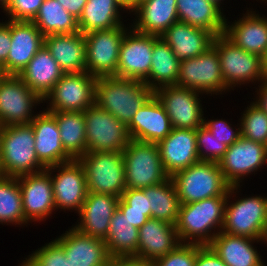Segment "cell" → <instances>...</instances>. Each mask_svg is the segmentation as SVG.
<instances>
[{
  "label": "cell",
  "mask_w": 267,
  "mask_h": 266,
  "mask_svg": "<svg viewBox=\"0 0 267 266\" xmlns=\"http://www.w3.org/2000/svg\"><path fill=\"white\" fill-rule=\"evenodd\" d=\"M212 46L217 50L223 80L230 91L262 82L263 58L259 55L241 49L224 34L215 36Z\"/></svg>",
  "instance_id": "obj_6"
},
{
  "label": "cell",
  "mask_w": 267,
  "mask_h": 266,
  "mask_svg": "<svg viewBox=\"0 0 267 266\" xmlns=\"http://www.w3.org/2000/svg\"><path fill=\"white\" fill-rule=\"evenodd\" d=\"M87 152H123L130 142L127 126L96 103L84 111Z\"/></svg>",
  "instance_id": "obj_11"
},
{
  "label": "cell",
  "mask_w": 267,
  "mask_h": 266,
  "mask_svg": "<svg viewBox=\"0 0 267 266\" xmlns=\"http://www.w3.org/2000/svg\"><path fill=\"white\" fill-rule=\"evenodd\" d=\"M244 110L238 121L241 124V136L267 146V113L252 101Z\"/></svg>",
  "instance_id": "obj_40"
},
{
  "label": "cell",
  "mask_w": 267,
  "mask_h": 266,
  "mask_svg": "<svg viewBox=\"0 0 267 266\" xmlns=\"http://www.w3.org/2000/svg\"><path fill=\"white\" fill-rule=\"evenodd\" d=\"M0 224L16 227L30 225L24 218L22 196L17 177L0 175Z\"/></svg>",
  "instance_id": "obj_39"
},
{
  "label": "cell",
  "mask_w": 267,
  "mask_h": 266,
  "mask_svg": "<svg viewBox=\"0 0 267 266\" xmlns=\"http://www.w3.org/2000/svg\"><path fill=\"white\" fill-rule=\"evenodd\" d=\"M176 86L196 90L207 96H221L231 92L223 80L219 55L213 46L197 57L180 61Z\"/></svg>",
  "instance_id": "obj_9"
},
{
  "label": "cell",
  "mask_w": 267,
  "mask_h": 266,
  "mask_svg": "<svg viewBox=\"0 0 267 266\" xmlns=\"http://www.w3.org/2000/svg\"><path fill=\"white\" fill-rule=\"evenodd\" d=\"M148 203L151 218L175 225L179 213V197L172 178L148 187Z\"/></svg>",
  "instance_id": "obj_38"
},
{
  "label": "cell",
  "mask_w": 267,
  "mask_h": 266,
  "mask_svg": "<svg viewBox=\"0 0 267 266\" xmlns=\"http://www.w3.org/2000/svg\"><path fill=\"white\" fill-rule=\"evenodd\" d=\"M118 209L138 229L150 219L145 215V212L128 211V204L121 197L119 198Z\"/></svg>",
  "instance_id": "obj_49"
},
{
  "label": "cell",
  "mask_w": 267,
  "mask_h": 266,
  "mask_svg": "<svg viewBox=\"0 0 267 266\" xmlns=\"http://www.w3.org/2000/svg\"><path fill=\"white\" fill-rule=\"evenodd\" d=\"M45 36L32 21L11 20L7 73L18 75L44 45Z\"/></svg>",
  "instance_id": "obj_25"
},
{
  "label": "cell",
  "mask_w": 267,
  "mask_h": 266,
  "mask_svg": "<svg viewBox=\"0 0 267 266\" xmlns=\"http://www.w3.org/2000/svg\"><path fill=\"white\" fill-rule=\"evenodd\" d=\"M121 198L128 204V211L145 212L151 218V208L148 203V187L143 189L126 188Z\"/></svg>",
  "instance_id": "obj_46"
},
{
  "label": "cell",
  "mask_w": 267,
  "mask_h": 266,
  "mask_svg": "<svg viewBox=\"0 0 267 266\" xmlns=\"http://www.w3.org/2000/svg\"><path fill=\"white\" fill-rule=\"evenodd\" d=\"M264 244H266L265 246L267 247V231H266V235H265V238H264Z\"/></svg>",
  "instance_id": "obj_58"
},
{
  "label": "cell",
  "mask_w": 267,
  "mask_h": 266,
  "mask_svg": "<svg viewBox=\"0 0 267 266\" xmlns=\"http://www.w3.org/2000/svg\"><path fill=\"white\" fill-rule=\"evenodd\" d=\"M44 45L64 73L86 71V41L81 32L45 36Z\"/></svg>",
  "instance_id": "obj_30"
},
{
  "label": "cell",
  "mask_w": 267,
  "mask_h": 266,
  "mask_svg": "<svg viewBox=\"0 0 267 266\" xmlns=\"http://www.w3.org/2000/svg\"><path fill=\"white\" fill-rule=\"evenodd\" d=\"M254 243L262 245L264 240L229 235L221 231L208 246L227 266H266Z\"/></svg>",
  "instance_id": "obj_27"
},
{
  "label": "cell",
  "mask_w": 267,
  "mask_h": 266,
  "mask_svg": "<svg viewBox=\"0 0 267 266\" xmlns=\"http://www.w3.org/2000/svg\"><path fill=\"white\" fill-rule=\"evenodd\" d=\"M139 229L117 208L110 221L109 231L104 239L111 258L135 257L138 252Z\"/></svg>",
  "instance_id": "obj_34"
},
{
  "label": "cell",
  "mask_w": 267,
  "mask_h": 266,
  "mask_svg": "<svg viewBox=\"0 0 267 266\" xmlns=\"http://www.w3.org/2000/svg\"><path fill=\"white\" fill-rule=\"evenodd\" d=\"M58 2L74 17L79 19L87 0H58Z\"/></svg>",
  "instance_id": "obj_50"
},
{
  "label": "cell",
  "mask_w": 267,
  "mask_h": 266,
  "mask_svg": "<svg viewBox=\"0 0 267 266\" xmlns=\"http://www.w3.org/2000/svg\"><path fill=\"white\" fill-rule=\"evenodd\" d=\"M11 46V20L6 18L0 22V63L7 72V58Z\"/></svg>",
  "instance_id": "obj_47"
},
{
  "label": "cell",
  "mask_w": 267,
  "mask_h": 266,
  "mask_svg": "<svg viewBox=\"0 0 267 266\" xmlns=\"http://www.w3.org/2000/svg\"><path fill=\"white\" fill-rule=\"evenodd\" d=\"M43 99L32 91L15 74H9L0 83V123L1 126L29 124L38 115L37 109ZM39 104V105H38Z\"/></svg>",
  "instance_id": "obj_12"
},
{
  "label": "cell",
  "mask_w": 267,
  "mask_h": 266,
  "mask_svg": "<svg viewBox=\"0 0 267 266\" xmlns=\"http://www.w3.org/2000/svg\"><path fill=\"white\" fill-rule=\"evenodd\" d=\"M179 68L180 61L172 48L159 37L154 43L149 76L143 82L152 91L163 86L176 85Z\"/></svg>",
  "instance_id": "obj_35"
},
{
  "label": "cell",
  "mask_w": 267,
  "mask_h": 266,
  "mask_svg": "<svg viewBox=\"0 0 267 266\" xmlns=\"http://www.w3.org/2000/svg\"><path fill=\"white\" fill-rule=\"evenodd\" d=\"M240 188L241 186L229 188L221 231L229 235L264 240L267 231L266 196L253 194L242 198L238 195L242 191Z\"/></svg>",
  "instance_id": "obj_4"
},
{
  "label": "cell",
  "mask_w": 267,
  "mask_h": 266,
  "mask_svg": "<svg viewBox=\"0 0 267 266\" xmlns=\"http://www.w3.org/2000/svg\"><path fill=\"white\" fill-rule=\"evenodd\" d=\"M153 95L154 91L140 80L116 76L97 77L95 103L126 126L136 111Z\"/></svg>",
  "instance_id": "obj_2"
},
{
  "label": "cell",
  "mask_w": 267,
  "mask_h": 266,
  "mask_svg": "<svg viewBox=\"0 0 267 266\" xmlns=\"http://www.w3.org/2000/svg\"><path fill=\"white\" fill-rule=\"evenodd\" d=\"M227 196L180 204L175 223L180 243L208 245L221 232Z\"/></svg>",
  "instance_id": "obj_1"
},
{
  "label": "cell",
  "mask_w": 267,
  "mask_h": 266,
  "mask_svg": "<svg viewBox=\"0 0 267 266\" xmlns=\"http://www.w3.org/2000/svg\"><path fill=\"white\" fill-rule=\"evenodd\" d=\"M107 266H151V262L134 257L110 258Z\"/></svg>",
  "instance_id": "obj_52"
},
{
  "label": "cell",
  "mask_w": 267,
  "mask_h": 266,
  "mask_svg": "<svg viewBox=\"0 0 267 266\" xmlns=\"http://www.w3.org/2000/svg\"><path fill=\"white\" fill-rule=\"evenodd\" d=\"M179 244L175 225L150 218L139 228L138 252L134 258L152 262L167 255Z\"/></svg>",
  "instance_id": "obj_26"
},
{
  "label": "cell",
  "mask_w": 267,
  "mask_h": 266,
  "mask_svg": "<svg viewBox=\"0 0 267 266\" xmlns=\"http://www.w3.org/2000/svg\"><path fill=\"white\" fill-rule=\"evenodd\" d=\"M55 240L62 246L72 266H107L109 259L103 239L91 237L71 226Z\"/></svg>",
  "instance_id": "obj_23"
},
{
  "label": "cell",
  "mask_w": 267,
  "mask_h": 266,
  "mask_svg": "<svg viewBox=\"0 0 267 266\" xmlns=\"http://www.w3.org/2000/svg\"><path fill=\"white\" fill-rule=\"evenodd\" d=\"M131 26L139 32L161 36L179 21L176 0H146L132 12Z\"/></svg>",
  "instance_id": "obj_29"
},
{
  "label": "cell",
  "mask_w": 267,
  "mask_h": 266,
  "mask_svg": "<svg viewBox=\"0 0 267 266\" xmlns=\"http://www.w3.org/2000/svg\"><path fill=\"white\" fill-rule=\"evenodd\" d=\"M257 86V88H256ZM255 87V96L252 98L255 103L261 110L267 113V83L261 82L259 85L256 84Z\"/></svg>",
  "instance_id": "obj_51"
},
{
  "label": "cell",
  "mask_w": 267,
  "mask_h": 266,
  "mask_svg": "<svg viewBox=\"0 0 267 266\" xmlns=\"http://www.w3.org/2000/svg\"><path fill=\"white\" fill-rule=\"evenodd\" d=\"M218 164L227 183L240 186L245 177L255 176L267 165V146L241 136L228 147Z\"/></svg>",
  "instance_id": "obj_16"
},
{
  "label": "cell",
  "mask_w": 267,
  "mask_h": 266,
  "mask_svg": "<svg viewBox=\"0 0 267 266\" xmlns=\"http://www.w3.org/2000/svg\"><path fill=\"white\" fill-rule=\"evenodd\" d=\"M78 160L84 168L88 192L122 196L126 189L122 152H87Z\"/></svg>",
  "instance_id": "obj_8"
},
{
  "label": "cell",
  "mask_w": 267,
  "mask_h": 266,
  "mask_svg": "<svg viewBox=\"0 0 267 266\" xmlns=\"http://www.w3.org/2000/svg\"><path fill=\"white\" fill-rule=\"evenodd\" d=\"M55 119L60 131V139L65 151L73 158L87 153L84 111L49 112Z\"/></svg>",
  "instance_id": "obj_36"
},
{
  "label": "cell",
  "mask_w": 267,
  "mask_h": 266,
  "mask_svg": "<svg viewBox=\"0 0 267 266\" xmlns=\"http://www.w3.org/2000/svg\"><path fill=\"white\" fill-rule=\"evenodd\" d=\"M119 197L111 194L88 192L79 218L72 225L78 231L91 237L105 239L114 212L118 208Z\"/></svg>",
  "instance_id": "obj_21"
},
{
  "label": "cell",
  "mask_w": 267,
  "mask_h": 266,
  "mask_svg": "<svg viewBox=\"0 0 267 266\" xmlns=\"http://www.w3.org/2000/svg\"><path fill=\"white\" fill-rule=\"evenodd\" d=\"M31 125L35 137V151L39 162L45 168L73 160L65 151L56 119L49 112L39 110Z\"/></svg>",
  "instance_id": "obj_24"
},
{
  "label": "cell",
  "mask_w": 267,
  "mask_h": 266,
  "mask_svg": "<svg viewBox=\"0 0 267 266\" xmlns=\"http://www.w3.org/2000/svg\"><path fill=\"white\" fill-rule=\"evenodd\" d=\"M180 204H190L203 199L228 196L231 187L216 162L199 161L174 174Z\"/></svg>",
  "instance_id": "obj_5"
},
{
  "label": "cell",
  "mask_w": 267,
  "mask_h": 266,
  "mask_svg": "<svg viewBox=\"0 0 267 266\" xmlns=\"http://www.w3.org/2000/svg\"><path fill=\"white\" fill-rule=\"evenodd\" d=\"M196 142L200 161L218 163L228 149L204 125L196 129Z\"/></svg>",
  "instance_id": "obj_42"
},
{
  "label": "cell",
  "mask_w": 267,
  "mask_h": 266,
  "mask_svg": "<svg viewBox=\"0 0 267 266\" xmlns=\"http://www.w3.org/2000/svg\"><path fill=\"white\" fill-rule=\"evenodd\" d=\"M262 82L267 83V57H263Z\"/></svg>",
  "instance_id": "obj_54"
},
{
  "label": "cell",
  "mask_w": 267,
  "mask_h": 266,
  "mask_svg": "<svg viewBox=\"0 0 267 266\" xmlns=\"http://www.w3.org/2000/svg\"><path fill=\"white\" fill-rule=\"evenodd\" d=\"M204 117L203 125L209 129V131L216 137L219 141H222L228 147L236 142L241 137V124L237 123V127L227 121L225 118L221 119H206ZM233 125V127H232Z\"/></svg>",
  "instance_id": "obj_45"
},
{
  "label": "cell",
  "mask_w": 267,
  "mask_h": 266,
  "mask_svg": "<svg viewBox=\"0 0 267 266\" xmlns=\"http://www.w3.org/2000/svg\"><path fill=\"white\" fill-rule=\"evenodd\" d=\"M172 48L179 61L197 57L213 44L215 35L203 28L187 23H173L161 36Z\"/></svg>",
  "instance_id": "obj_28"
},
{
  "label": "cell",
  "mask_w": 267,
  "mask_h": 266,
  "mask_svg": "<svg viewBox=\"0 0 267 266\" xmlns=\"http://www.w3.org/2000/svg\"><path fill=\"white\" fill-rule=\"evenodd\" d=\"M19 266H72L62 246L54 239L26 256Z\"/></svg>",
  "instance_id": "obj_41"
},
{
  "label": "cell",
  "mask_w": 267,
  "mask_h": 266,
  "mask_svg": "<svg viewBox=\"0 0 267 266\" xmlns=\"http://www.w3.org/2000/svg\"><path fill=\"white\" fill-rule=\"evenodd\" d=\"M180 22L203 28L215 36L224 34L226 15L207 0H176Z\"/></svg>",
  "instance_id": "obj_33"
},
{
  "label": "cell",
  "mask_w": 267,
  "mask_h": 266,
  "mask_svg": "<svg viewBox=\"0 0 267 266\" xmlns=\"http://www.w3.org/2000/svg\"><path fill=\"white\" fill-rule=\"evenodd\" d=\"M9 74L6 72L4 65L0 63V83L8 76Z\"/></svg>",
  "instance_id": "obj_55"
},
{
  "label": "cell",
  "mask_w": 267,
  "mask_h": 266,
  "mask_svg": "<svg viewBox=\"0 0 267 266\" xmlns=\"http://www.w3.org/2000/svg\"><path fill=\"white\" fill-rule=\"evenodd\" d=\"M123 5L128 9L129 14L137 7V0H120Z\"/></svg>",
  "instance_id": "obj_53"
},
{
  "label": "cell",
  "mask_w": 267,
  "mask_h": 266,
  "mask_svg": "<svg viewBox=\"0 0 267 266\" xmlns=\"http://www.w3.org/2000/svg\"><path fill=\"white\" fill-rule=\"evenodd\" d=\"M195 266H227L208 245L197 244Z\"/></svg>",
  "instance_id": "obj_48"
},
{
  "label": "cell",
  "mask_w": 267,
  "mask_h": 266,
  "mask_svg": "<svg viewBox=\"0 0 267 266\" xmlns=\"http://www.w3.org/2000/svg\"><path fill=\"white\" fill-rule=\"evenodd\" d=\"M131 139L158 144L170 134L172 126L161 102L153 95L127 125Z\"/></svg>",
  "instance_id": "obj_22"
},
{
  "label": "cell",
  "mask_w": 267,
  "mask_h": 266,
  "mask_svg": "<svg viewBox=\"0 0 267 266\" xmlns=\"http://www.w3.org/2000/svg\"><path fill=\"white\" fill-rule=\"evenodd\" d=\"M9 2V0H0V8L3 9L7 3Z\"/></svg>",
  "instance_id": "obj_57"
},
{
  "label": "cell",
  "mask_w": 267,
  "mask_h": 266,
  "mask_svg": "<svg viewBox=\"0 0 267 266\" xmlns=\"http://www.w3.org/2000/svg\"><path fill=\"white\" fill-rule=\"evenodd\" d=\"M44 170L35 151L31 123L3 126L0 131V175L19 177Z\"/></svg>",
  "instance_id": "obj_3"
},
{
  "label": "cell",
  "mask_w": 267,
  "mask_h": 266,
  "mask_svg": "<svg viewBox=\"0 0 267 266\" xmlns=\"http://www.w3.org/2000/svg\"><path fill=\"white\" fill-rule=\"evenodd\" d=\"M126 188L143 189L167 180L157 144L131 139L122 152Z\"/></svg>",
  "instance_id": "obj_7"
},
{
  "label": "cell",
  "mask_w": 267,
  "mask_h": 266,
  "mask_svg": "<svg viewBox=\"0 0 267 266\" xmlns=\"http://www.w3.org/2000/svg\"><path fill=\"white\" fill-rule=\"evenodd\" d=\"M97 77L88 72L64 73L43 99L47 112L85 111L95 104Z\"/></svg>",
  "instance_id": "obj_10"
},
{
  "label": "cell",
  "mask_w": 267,
  "mask_h": 266,
  "mask_svg": "<svg viewBox=\"0 0 267 266\" xmlns=\"http://www.w3.org/2000/svg\"><path fill=\"white\" fill-rule=\"evenodd\" d=\"M159 37L131 26L119 48L117 77L144 81L149 76L154 43Z\"/></svg>",
  "instance_id": "obj_17"
},
{
  "label": "cell",
  "mask_w": 267,
  "mask_h": 266,
  "mask_svg": "<svg viewBox=\"0 0 267 266\" xmlns=\"http://www.w3.org/2000/svg\"><path fill=\"white\" fill-rule=\"evenodd\" d=\"M32 22L44 36L79 32L78 19L58 0H44Z\"/></svg>",
  "instance_id": "obj_37"
},
{
  "label": "cell",
  "mask_w": 267,
  "mask_h": 266,
  "mask_svg": "<svg viewBox=\"0 0 267 266\" xmlns=\"http://www.w3.org/2000/svg\"><path fill=\"white\" fill-rule=\"evenodd\" d=\"M44 0H9L2 9L10 20L33 21Z\"/></svg>",
  "instance_id": "obj_44"
},
{
  "label": "cell",
  "mask_w": 267,
  "mask_h": 266,
  "mask_svg": "<svg viewBox=\"0 0 267 266\" xmlns=\"http://www.w3.org/2000/svg\"><path fill=\"white\" fill-rule=\"evenodd\" d=\"M146 0H137V6Z\"/></svg>",
  "instance_id": "obj_59"
},
{
  "label": "cell",
  "mask_w": 267,
  "mask_h": 266,
  "mask_svg": "<svg viewBox=\"0 0 267 266\" xmlns=\"http://www.w3.org/2000/svg\"><path fill=\"white\" fill-rule=\"evenodd\" d=\"M121 13L129 15L128 9L120 0H87L78 19L79 32L86 34L125 25Z\"/></svg>",
  "instance_id": "obj_32"
},
{
  "label": "cell",
  "mask_w": 267,
  "mask_h": 266,
  "mask_svg": "<svg viewBox=\"0 0 267 266\" xmlns=\"http://www.w3.org/2000/svg\"><path fill=\"white\" fill-rule=\"evenodd\" d=\"M50 174L56 211L78 213L88 189L82 164L78 159L46 168ZM57 173V174H55Z\"/></svg>",
  "instance_id": "obj_15"
},
{
  "label": "cell",
  "mask_w": 267,
  "mask_h": 266,
  "mask_svg": "<svg viewBox=\"0 0 267 266\" xmlns=\"http://www.w3.org/2000/svg\"><path fill=\"white\" fill-rule=\"evenodd\" d=\"M163 168L169 177L199 162L196 129L172 128L158 144Z\"/></svg>",
  "instance_id": "obj_20"
},
{
  "label": "cell",
  "mask_w": 267,
  "mask_h": 266,
  "mask_svg": "<svg viewBox=\"0 0 267 266\" xmlns=\"http://www.w3.org/2000/svg\"><path fill=\"white\" fill-rule=\"evenodd\" d=\"M154 95L168 114L172 128L197 129L203 125L204 93L171 85L156 89Z\"/></svg>",
  "instance_id": "obj_14"
},
{
  "label": "cell",
  "mask_w": 267,
  "mask_h": 266,
  "mask_svg": "<svg viewBox=\"0 0 267 266\" xmlns=\"http://www.w3.org/2000/svg\"><path fill=\"white\" fill-rule=\"evenodd\" d=\"M207 1H209V2H211V3H213V4H215L217 7H219L223 12L225 11L224 9V6H221V5H224V3H222V2H224L225 0H207Z\"/></svg>",
  "instance_id": "obj_56"
},
{
  "label": "cell",
  "mask_w": 267,
  "mask_h": 266,
  "mask_svg": "<svg viewBox=\"0 0 267 266\" xmlns=\"http://www.w3.org/2000/svg\"><path fill=\"white\" fill-rule=\"evenodd\" d=\"M25 220L30 224L46 221L56 211L50 174L44 170L17 177Z\"/></svg>",
  "instance_id": "obj_18"
},
{
  "label": "cell",
  "mask_w": 267,
  "mask_h": 266,
  "mask_svg": "<svg viewBox=\"0 0 267 266\" xmlns=\"http://www.w3.org/2000/svg\"><path fill=\"white\" fill-rule=\"evenodd\" d=\"M197 244L181 243L167 255L151 262V266H195Z\"/></svg>",
  "instance_id": "obj_43"
},
{
  "label": "cell",
  "mask_w": 267,
  "mask_h": 266,
  "mask_svg": "<svg viewBox=\"0 0 267 266\" xmlns=\"http://www.w3.org/2000/svg\"><path fill=\"white\" fill-rule=\"evenodd\" d=\"M64 72L43 45L18 76L42 99L53 89Z\"/></svg>",
  "instance_id": "obj_31"
},
{
  "label": "cell",
  "mask_w": 267,
  "mask_h": 266,
  "mask_svg": "<svg viewBox=\"0 0 267 266\" xmlns=\"http://www.w3.org/2000/svg\"><path fill=\"white\" fill-rule=\"evenodd\" d=\"M127 24L108 30H95L84 34L86 41V72L95 77L116 76L119 48Z\"/></svg>",
  "instance_id": "obj_13"
},
{
  "label": "cell",
  "mask_w": 267,
  "mask_h": 266,
  "mask_svg": "<svg viewBox=\"0 0 267 266\" xmlns=\"http://www.w3.org/2000/svg\"><path fill=\"white\" fill-rule=\"evenodd\" d=\"M242 15L232 23L227 17L224 35L241 49L263 58L267 52V17L253 7Z\"/></svg>",
  "instance_id": "obj_19"
},
{
  "label": "cell",
  "mask_w": 267,
  "mask_h": 266,
  "mask_svg": "<svg viewBox=\"0 0 267 266\" xmlns=\"http://www.w3.org/2000/svg\"><path fill=\"white\" fill-rule=\"evenodd\" d=\"M259 1V0H258ZM261 2H264V3H266L267 2V0H260Z\"/></svg>",
  "instance_id": "obj_60"
}]
</instances>
